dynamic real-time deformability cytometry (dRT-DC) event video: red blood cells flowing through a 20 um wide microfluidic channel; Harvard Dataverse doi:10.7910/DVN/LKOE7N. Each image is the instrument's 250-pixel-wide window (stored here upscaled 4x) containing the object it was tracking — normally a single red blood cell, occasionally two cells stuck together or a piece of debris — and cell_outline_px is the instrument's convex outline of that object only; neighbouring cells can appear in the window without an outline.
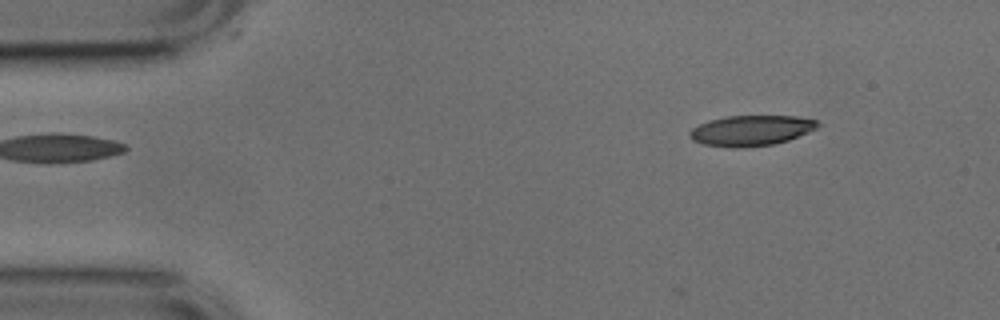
{"species": "common noctule bat (a hibernating species)", "species_latin": "Nyctalus noctula", "temperature_condition": "cold", "stored_images_in_passage": 35, "camera_frame_rate_fps": 3000, "um_per_image_px": 0.085, "animal": {"sex": "male", "body_mass_g": 17.9, "forearm_length_mm": 54.2}, "frame": {"image": 1, "passage_image": 1, "time_ms": 0.0, "image_size_px": [1000, 320], "cell_outline_px": [[820, 124], [816, 128], [808, 132], [788, 140], [772, 144], [744, 148], [732, 148], [704, 144], [692, 140], [688, 136], [688, 132], [692, 128], [708, 120], [728, 116], [796, 116], [816, 120]], "centroid_in_image_um": [63.81, 11.1], "position_along_channel_um": 21.2, "area_um2": 22.72}}
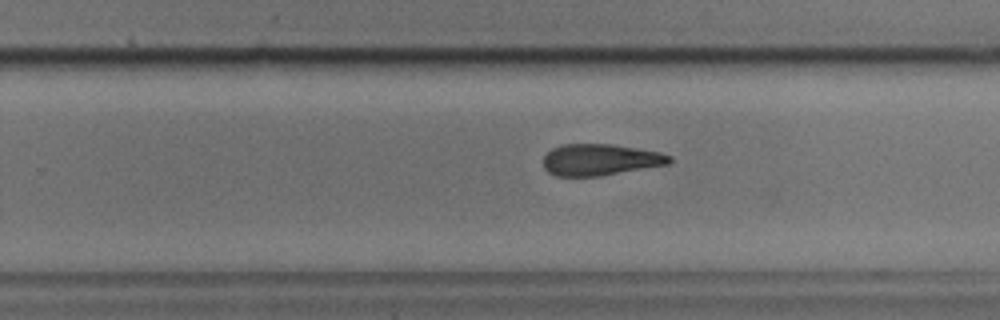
{"frame": {"image": 2, "passage_image": 27, "time_ms": 8.667, "image_size_px": [1000, 320], "cell_outline_px": [[672, 160], [668, 164], [600, 176], [556, 176], [548, 172], [544, 168], [544, 156], [552, 148], [560, 144], [612, 144], [660, 152], [672, 156]], "centroid_in_image_um": [51.0, 13.57], "position_along_channel_um": 278.8, "area_um2": 23.12}}
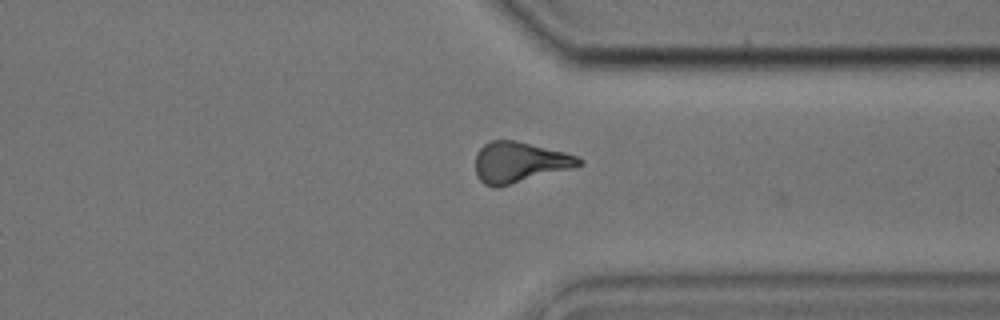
{"frame": {"image": 3, "passage_image": 34, "time_ms": 11.0, "image_size_px": [1000, 320], "cell_outline_px": [[584, 164], [572, 168], [500, 188], [496, 188], [484, 184], [480, 180], [476, 172], [476, 152], [484, 144], [492, 140], [512, 140], [564, 152], [576, 156], [584, 160]], "centroid_in_image_um": [44.14, 13.82], "position_along_channel_um": 367.3, "area_um2": 24.57}}